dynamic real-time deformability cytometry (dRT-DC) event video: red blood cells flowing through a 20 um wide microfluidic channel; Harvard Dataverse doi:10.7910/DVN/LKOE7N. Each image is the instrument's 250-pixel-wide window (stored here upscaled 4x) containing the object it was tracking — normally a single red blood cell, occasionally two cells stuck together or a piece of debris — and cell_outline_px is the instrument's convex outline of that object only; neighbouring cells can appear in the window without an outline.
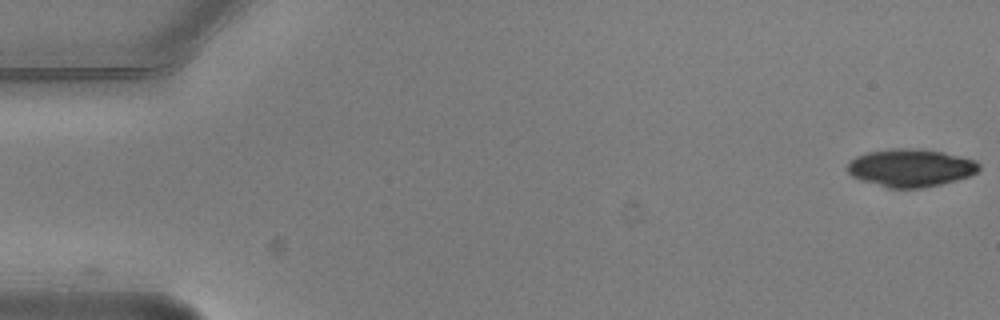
{"species": "common noctule bat (a hibernating species)", "species_latin": "Nyctalus noctula", "temperature_condition": "warm", "stored_images_in_passage": 6, "camera_frame_rate_fps": 3000, "um_per_image_px": 0.085, "animal": {"sex": "male", "body_mass_g": 20.5, "forearm_length_mm": 52.5}, "frame": {"image": 1, "passage_image": 1, "time_ms": 0.0, "image_size_px": [1000, 320], "cell_outline_px": [[980, 168], [976, 172], [968, 176], [956, 180], [940, 184], [920, 188], [888, 188], [860, 180], [852, 176], [848, 172], [848, 160], [856, 156], [868, 152], [892, 148], [920, 148], [944, 152], [976, 160], [980, 164]], "centroid_in_image_um": [77.39, 14.25], "position_along_channel_um": 7.6, "area_um2": 29.13}}